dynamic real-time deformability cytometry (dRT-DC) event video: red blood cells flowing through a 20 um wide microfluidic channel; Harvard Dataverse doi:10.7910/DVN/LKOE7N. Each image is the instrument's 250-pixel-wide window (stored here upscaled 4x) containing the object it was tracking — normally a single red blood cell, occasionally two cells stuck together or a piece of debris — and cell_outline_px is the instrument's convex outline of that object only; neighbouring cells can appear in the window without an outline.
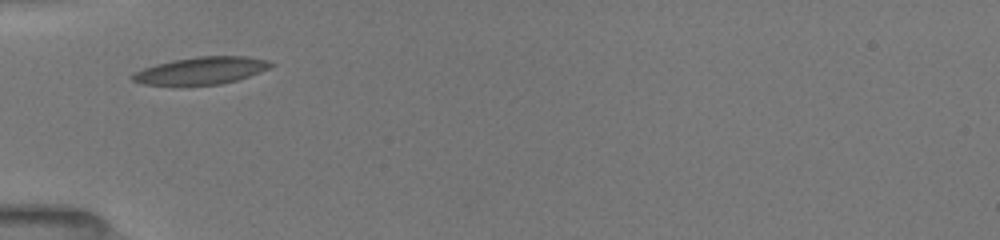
{"species": "common noctule bat (a hibernating species)", "species_latin": "Nyctalus noctula", "temperature_condition": "room temperature", "stored_images_in_passage": 19, "camera_frame_rate_fps": 3000, "um_per_image_px": 0.085, "animal": {"sex": "female", "body_mass_g": 19.5, "forearm_length_mm": 54.1}, "frame": {"image": 1, "passage_image": 1, "time_ms": 0.0, "image_size_px": [1000, 240], "cell_outline_px": [[276, 64], [268, 68], [248, 76], [236, 80], [220, 84], [180, 88], [144, 84], [132, 80], [132, 76], [136, 72], [144, 68], [156, 64], [172, 60], [200, 56], [244, 56], [268, 60]], "centroid_in_image_um": [17.05, 6.04], "position_along_channel_um": 67.9, "area_um2": 22.54}}
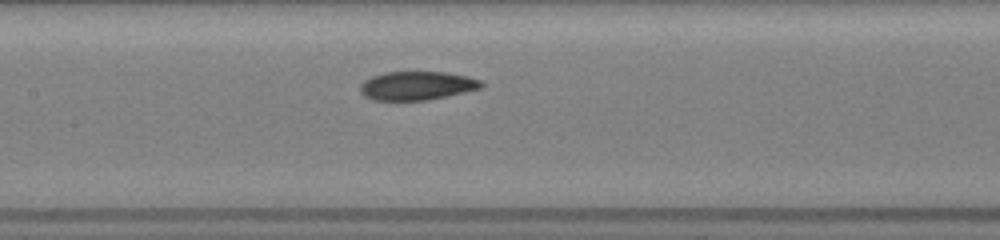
{"frame": {"image": 2, "passage_image": 9, "time_ms": 2.667, "image_size_px": [1000, 240], "cell_outline_px": [[484, 84], [480, 88], [464, 92], [428, 100], [372, 100], [364, 96], [360, 92], [360, 84], [364, 80], [372, 76], [384, 72], [444, 72], [468, 76], [480, 80]], "centroid_in_image_um": [35.4, 7.28], "position_along_channel_um": 172.0, "area_um2": 20.23}}
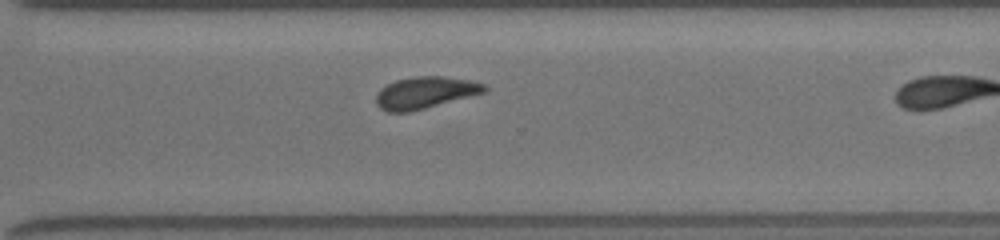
{"frame": {"image": 3, "passage_image": 18, "time_ms": 5.667, "image_size_px": [1000, 240], "cell_outline_px": [[488, 92], [408, 112], [388, 112], [380, 108], [376, 104], [376, 96], [380, 88], [396, 80], [416, 76], [444, 76], [468, 80], [488, 84]], "centroid_in_image_um": [36.17, 7.87], "position_along_channel_um": 334.4, "area_um2": 20.17}}